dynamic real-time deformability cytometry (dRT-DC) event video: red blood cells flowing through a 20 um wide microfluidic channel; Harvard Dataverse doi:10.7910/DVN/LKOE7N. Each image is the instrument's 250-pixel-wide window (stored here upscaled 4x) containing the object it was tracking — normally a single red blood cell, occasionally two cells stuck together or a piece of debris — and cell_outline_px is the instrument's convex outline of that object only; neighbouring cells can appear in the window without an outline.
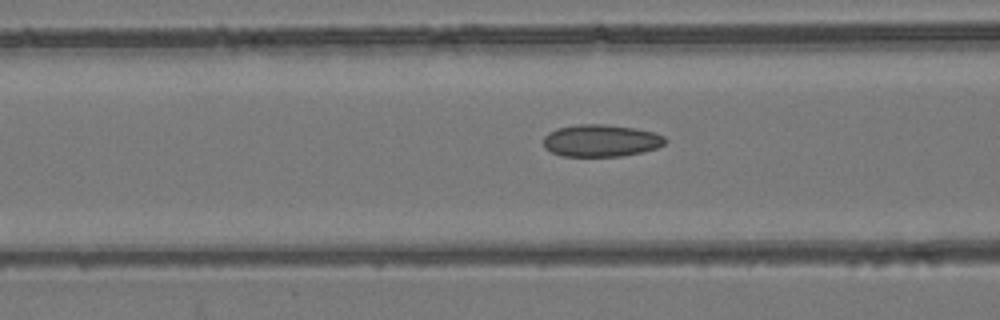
{"species": "common noctule bat (a hibernating species)", "species_latin": "Nyctalus noctula", "temperature_condition": "room temperature", "stored_images_in_passage": 54, "camera_frame_rate_fps": 3000, "um_per_image_px": 0.085, "animal": {"sex": "female", "body_mass_g": 24.6, "forearm_length_mm": 56.2}, "frame": {"image": 1, "passage_image": 22, "time_ms": 7.0, "image_size_px": [1000, 320], "cell_outline_px": [[668, 140], [664, 144], [656, 148], [644, 152], [620, 156], [564, 156], [552, 152], [544, 148], [544, 136], [548, 132], [556, 128], [576, 124], [604, 124], [636, 128], [652, 132], [664, 136]], "centroid_in_image_um": [51.08, 11.94], "position_along_channel_um": 115.5, "area_um2": 22.95}}
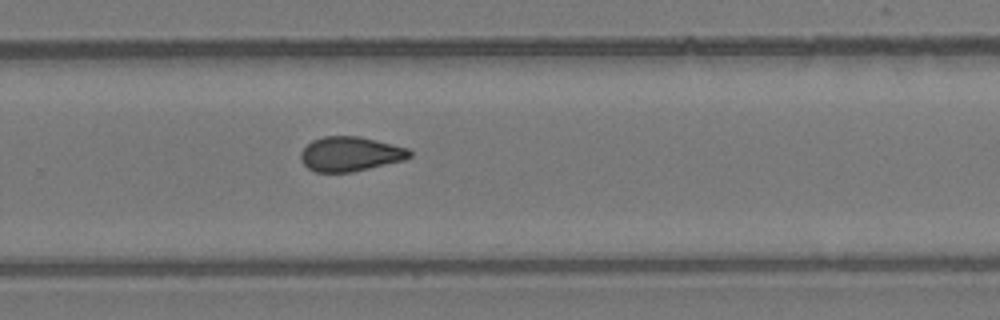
{"frame": {"image": 2, "passage_image": 36, "time_ms": 11.667, "image_size_px": [1000, 320], "cell_outline_px": [[412, 156], [404, 160], [352, 172], [316, 172], [308, 168], [300, 160], [300, 152], [312, 140], [324, 136], [360, 136], [408, 148], [412, 152]], "centroid_in_image_um": [29.77, 13.08], "position_along_channel_um": 300.0, "area_um2": 21.96}}
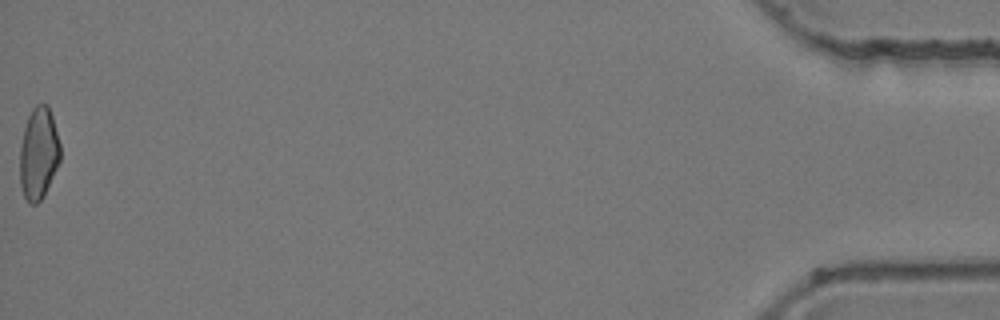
{"frame": {"image": 3, "passage_image": 54, "time_ms": 17.667, "image_size_px": [1000, 320], "cell_outline_px": [[60, 160], [44, 196], [36, 204], [28, 204], [24, 196], [20, 184], [20, 148], [24, 128], [28, 116], [32, 108], [36, 104], [48, 104], [52, 116], [60, 144]], "centroid_in_image_um": [3.28, 13.05], "position_along_channel_um": 431.9, "area_um2": 21.68}, "authors_computed_cell_mechanics": {"area_um2": 22.4264, "velocity_mm_per_s": 3.9678, "shape_relaxation_time_tau1_ms": null, "shape_relaxation_time_tau2_ms": 3.0506, "deformation_change_tau1": null, "deformation_change_tau2": 0.0959}}